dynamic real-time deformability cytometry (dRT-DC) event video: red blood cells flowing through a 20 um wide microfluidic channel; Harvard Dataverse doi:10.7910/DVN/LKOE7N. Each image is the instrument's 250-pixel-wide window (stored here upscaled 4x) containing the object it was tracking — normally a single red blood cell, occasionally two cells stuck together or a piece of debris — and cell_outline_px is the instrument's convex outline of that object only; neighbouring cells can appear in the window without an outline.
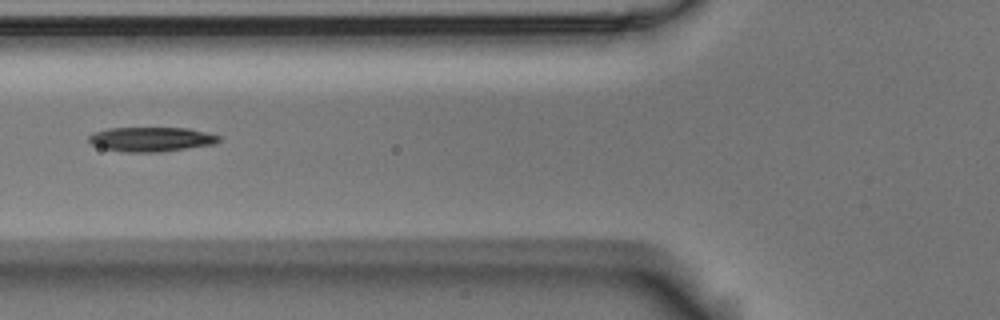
{"species": "Egyptian fruit bat (a non-hibernating species)", "species_latin": "Rousettus aegyptiacus", "temperature_condition": "room temperature", "stored_images_in_passage": 3, "camera_frame_rate_fps": 3000, "um_per_image_px": 0.085, "animal": {"sex": "male"}, "frame": {"image": 1, "passage_image": 2, "time_ms": 0.333, "image_size_px": [1000, 320], "cell_outline_px": [[220, 140], [216, 144], [160, 152], [124, 152], [104, 148], [92, 144], [88, 140], [88, 136], [96, 132], [108, 128], [188, 128], [220, 136]], "centroid_in_image_um": [12.87, 11.84], "position_along_channel_um": 112.9, "area_um2": 18.44}}
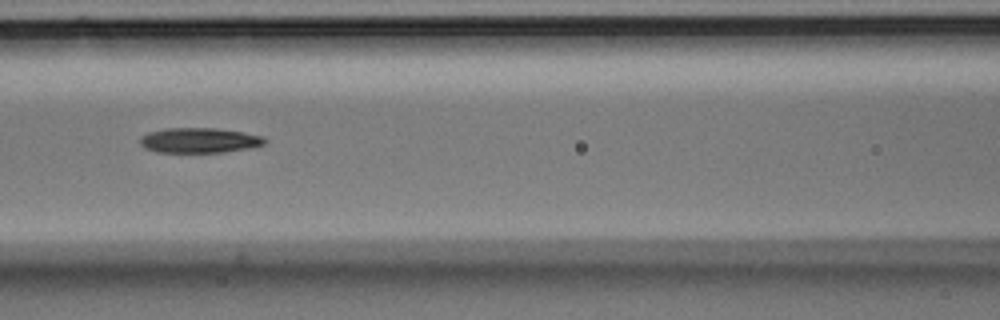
{"frame": {"image": 2, "passage_image": 3, "time_ms": 0.667, "image_size_px": [1000, 320], "cell_outline_px": [[268, 140], [264, 144], [252, 148], [224, 152], [156, 152], [144, 148], [140, 144], [140, 136], [148, 132], [164, 128], [216, 128], [244, 132], [264, 136]], "centroid_in_image_um": [16.96, 11.92], "position_along_channel_um": 149.6, "area_um2": 18.5}}